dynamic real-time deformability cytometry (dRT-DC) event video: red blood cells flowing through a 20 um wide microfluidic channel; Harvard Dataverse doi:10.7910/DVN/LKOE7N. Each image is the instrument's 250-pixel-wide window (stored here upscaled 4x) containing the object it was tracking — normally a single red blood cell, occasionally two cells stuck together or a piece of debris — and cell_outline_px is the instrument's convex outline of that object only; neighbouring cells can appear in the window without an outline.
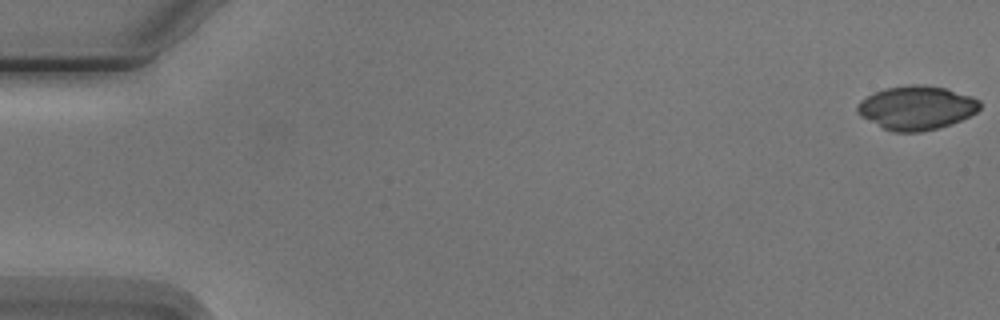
{"species": "Egyptian fruit bat (a non-hibernating species)", "species_latin": "Rousettus aegyptiacus", "temperature_condition": "cold", "stored_images_in_passage": 6, "camera_frame_rate_fps": 3000, "um_per_image_px": 0.085, "animal": {"sex": "male"}, "frame": {"image": 1, "passage_image": 1, "time_ms": 0.0, "image_size_px": [1000, 320], "cell_outline_px": [[980, 108], [976, 112], [960, 120], [940, 128], [920, 132], [892, 132], [860, 116], [856, 112], [856, 104], [860, 100], [884, 88], [908, 84], [924, 84], [944, 88], [972, 96], [980, 100]], "centroid_in_image_um": [77.89, 9.15], "position_along_channel_um": 7.1, "area_um2": 31.39}}
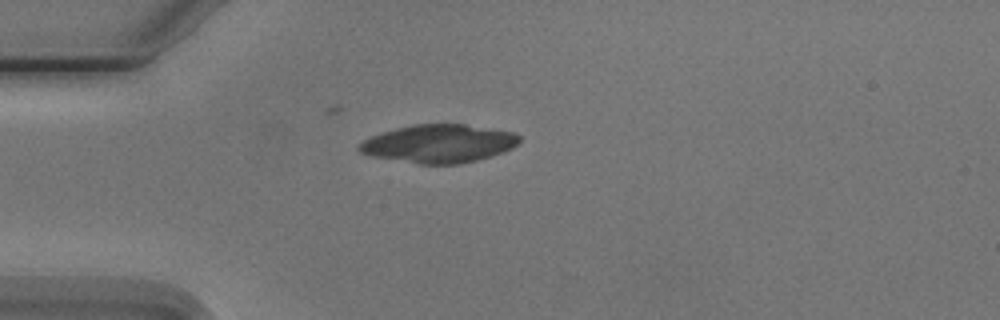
{"frame": {"image": 2, "passage_image": 5, "time_ms": 4.667, "image_size_px": [1000, 320], "cell_outline_px": [[520, 140], [512, 148], [504, 152], [492, 156], [460, 164], [420, 164], [372, 156], [360, 152], [356, 148], [364, 140], [380, 132], [412, 124], [464, 124], [516, 132], [520, 136]], "centroid_in_image_um": [37.32, 12.2], "position_along_channel_um": 47.7, "area_um2": 35.72}}